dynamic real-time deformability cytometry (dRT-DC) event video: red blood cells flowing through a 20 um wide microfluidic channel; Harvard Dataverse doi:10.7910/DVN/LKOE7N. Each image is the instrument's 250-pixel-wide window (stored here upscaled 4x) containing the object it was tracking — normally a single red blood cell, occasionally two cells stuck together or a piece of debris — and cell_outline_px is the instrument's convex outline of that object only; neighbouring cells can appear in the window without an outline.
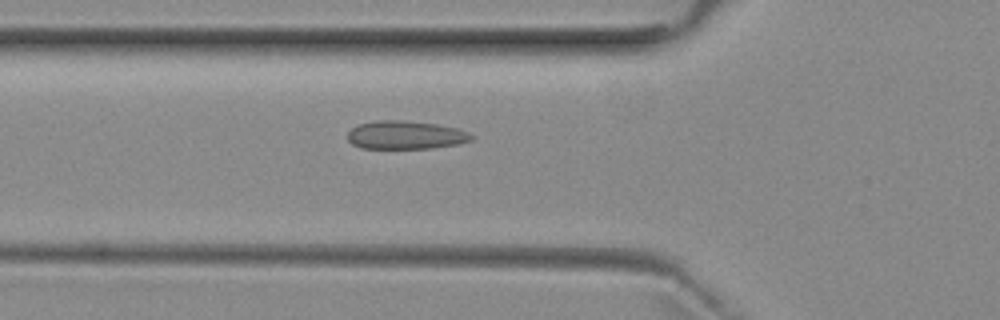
{"species": "common noctule bat (a hibernating species)", "species_latin": "Nyctalus noctula", "temperature_condition": "room temperature", "stored_images_in_passage": 37, "camera_frame_rate_fps": 3000, "um_per_image_px": 0.085, "animal": {"sex": "female", "body_mass_g": 29.2, "forearm_length_mm": 56.3}, "frame": {"image": 1, "passage_image": 3, "time_ms": 0.667, "image_size_px": [1000, 320], "cell_outline_px": [[476, 136], [472, 140], [456, 144], [432, 148], [360, 148], [352, 144], [348, 140], [348, 132], [352, 128], [360, 124], [376, 120], [404, 120], [436, 124], [456, 128], [468, 132]], "centroid_in_image_um": [34.48, 11.47], "position_along_channel_um": 91.3, "area_um2": 20.4}}
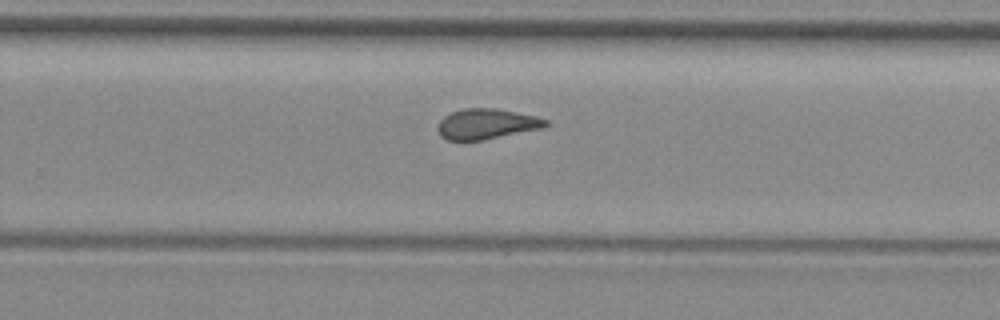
{"frame": {"image": 2, "passage_image": 18, "time_ms": 5.667, "image_size_px": [1000, 320], "cell_outline_px": [[548, 124], [544, 128], [484, 140], [448, 140], [440, 136], [436, 128], [440, 120], [444, 116], [452, 112], [464, 108], [496, 108], [536, 116], [548, 120]], "centroid_in_image_um": [41.36, 10.54], "position_along_channel_um": 288.4, "area_um2": 19.25}}
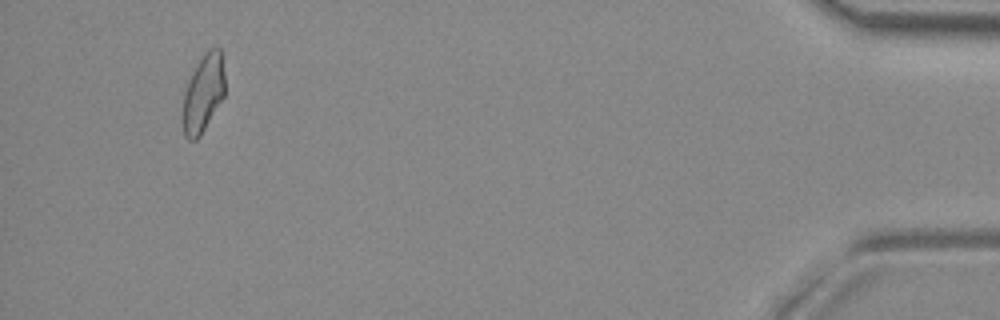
{"frame": {"image": 3, "passage_image": 34, "time_ms": 11.0, "image_size_px": [1000, 320], "cell_outline_px": [[224, 96], [200, 136], [196, 140], [188, 140], [184, 136], [184, 92], [196, 64], [204, 52], [208, 48], [220, 48], [224, 72]], "centroid_in_image_um": [17.29, 7.91], "position_along_channel_um": 417.9, "area_um2": 18.73}, "authors_computed_cell_mechanics": {"area_um2": 19.4208, "velocity_mm_per_s": 3.941, "shape_relaxation_time_tau1_ms": null, "shape_relaxation_time_tau2_ms": 1.479, "deformation_change_tau1": null, "deformation_change_tau2": 0.0774}}